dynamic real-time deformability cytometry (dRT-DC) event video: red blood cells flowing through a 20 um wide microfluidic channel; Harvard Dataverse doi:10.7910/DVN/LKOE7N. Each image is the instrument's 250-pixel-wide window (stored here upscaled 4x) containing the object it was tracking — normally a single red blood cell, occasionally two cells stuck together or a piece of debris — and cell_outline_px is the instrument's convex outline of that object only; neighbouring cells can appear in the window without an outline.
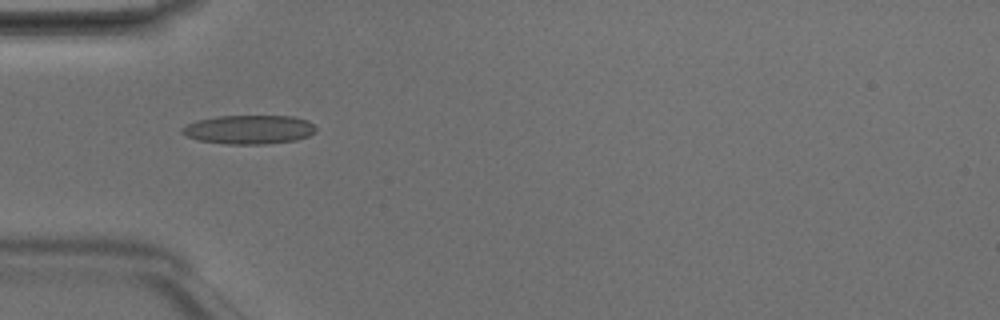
{"species": "Egyptian fruit bat (a non-hibernating species)", "species_latin": "Rousettus aegyptiacus", "temperature_condition": "room temperature", "stored_images_in_passage": 3, "camera_frame_rate_fps": 3000, "um_per_image_px": 0.085, "animal": {"sex": "male"}, "frame": {"image": 1, "passage_image": 3, "time_ms": 0.667, "image_size_px": [1000, 320], "cell_outline_px": [[316, 132], [308, 136], [296, 140], [264, 144], [228, 144], [200, 140], [184, 136], [180, 132], [180, 128], [196, 120], [216, 116], [292, 116], [308, 120], [316, 128]], "centroid_in_image_um": [21.15, 11.01], "position_along_channel_um": 63.9, "area_um2": 22.66}}